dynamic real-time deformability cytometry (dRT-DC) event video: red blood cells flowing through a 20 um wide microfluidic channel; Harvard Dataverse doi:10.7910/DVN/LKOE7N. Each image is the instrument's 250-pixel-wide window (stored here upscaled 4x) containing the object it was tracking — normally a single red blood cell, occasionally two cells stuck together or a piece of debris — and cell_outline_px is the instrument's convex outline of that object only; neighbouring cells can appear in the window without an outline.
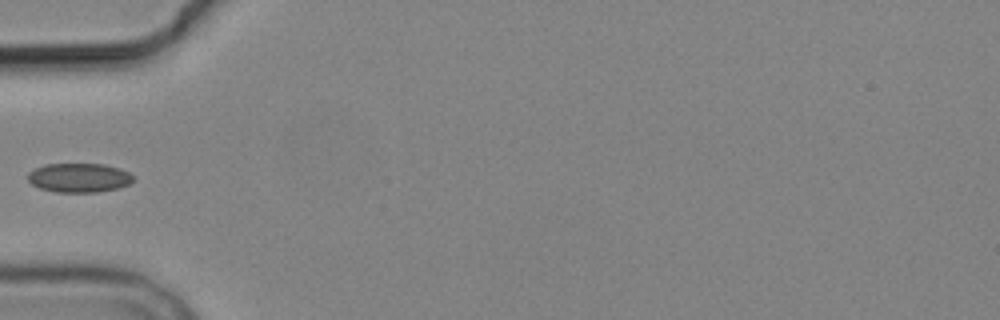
{"species": "common noctule bat (a hibernating species)", "species_latin": "Nyctalus noctula", "temperature_condition": "cold", "stored_images_in_passage": 3, "camera_frame_rate_fps": 3000, "um_per_image_px": 0.085, "animal": {"sex": "male", "body_mass_g": 19.2, "forearm_length_mm": 51.8}, "frame": {"image": 1, "passage_image": 3, "time_ms": 2.333, "image_size_px": [1000, 320], "cell_outline_px": [[132, 180], [128, 184], [120, 188], [96, 192], [56, 192], [40, 188], [32, 184], [28, 180], [28, 172], [44, 164], [104, 164], [120, 168], [128, 172], [132, 176]], "centroid_in_image_um": [6.71, 15.1], "position_along_channel_um": 78.3, "area_um2": 17.86}}